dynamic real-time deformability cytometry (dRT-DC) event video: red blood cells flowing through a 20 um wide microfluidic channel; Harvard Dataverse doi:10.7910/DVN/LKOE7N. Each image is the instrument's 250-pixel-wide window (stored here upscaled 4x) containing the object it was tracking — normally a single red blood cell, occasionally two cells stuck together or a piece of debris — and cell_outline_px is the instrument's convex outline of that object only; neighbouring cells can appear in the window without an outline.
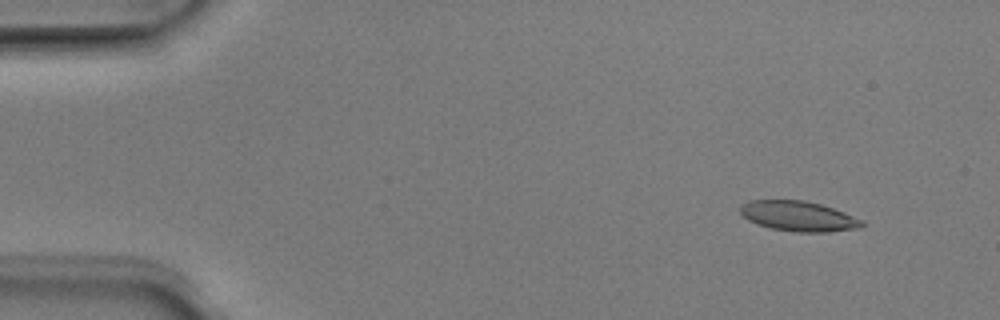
{"species": "Egyptian fruit bat (a non-hibernating species)", "species_latin": "Rousettus aegyptiacus", "temperature_condition": "room temperature", "stored_images_in_passage": 12, "camera_frame_rate_fps": 3000, "um_per_image_px": 0.085, "animal": {"sex": "male"}, "frame": {"image": 1, "passage_image": 5, "time_ms": 1.333, "image_size_px": [1000, 320], "cell_outline_px": [[864, 224], [860, 228], [828, 232], [796, 232], [772, 228], [756, 224], [748, 220], [740, 212], [740, 204], [748, 200], [804, 200], [820, 204], [844, 212], [864, 220]], "centroid_in_image_um": [67.86, 18.37], "position_along_channel_um": 17.1, "area_um2": 21.44}}